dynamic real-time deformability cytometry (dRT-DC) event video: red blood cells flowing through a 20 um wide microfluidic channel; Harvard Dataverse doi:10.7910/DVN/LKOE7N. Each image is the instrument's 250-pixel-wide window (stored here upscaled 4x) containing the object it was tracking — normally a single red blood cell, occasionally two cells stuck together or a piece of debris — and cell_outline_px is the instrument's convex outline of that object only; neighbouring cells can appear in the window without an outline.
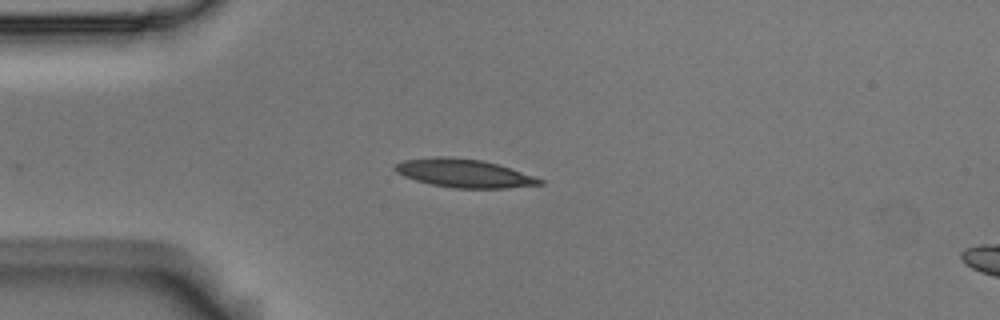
{"species": "Egyptian fruit bat (a non-hibernating species)", "species_latin": "Rousettus aegyptiacus", "temperature_condition": "room temperature", "stored_images_in_passage": 2, "camera_frame_rate_fps": 3000, "um_per_image_px": 0.085, "animal": {"sex": "male"}, "frame": {"image": 1, "passage_image": 2, "time_ms": 0.333, "image_size_px": [1000, 320], "cell_outline_px": [[544, 184], [504, 188], [452, 188], [432, 184], [416, 180], [404, 176], [396, 172], [392, 168], [396, 164], [404, 160], [436, 156], [448, 156], [484, 160], [544, 180]], "centroid_in_image_um": [39.4, 14.72], "position_along_channel_um": 45.6, "area_um2": 23.7}}